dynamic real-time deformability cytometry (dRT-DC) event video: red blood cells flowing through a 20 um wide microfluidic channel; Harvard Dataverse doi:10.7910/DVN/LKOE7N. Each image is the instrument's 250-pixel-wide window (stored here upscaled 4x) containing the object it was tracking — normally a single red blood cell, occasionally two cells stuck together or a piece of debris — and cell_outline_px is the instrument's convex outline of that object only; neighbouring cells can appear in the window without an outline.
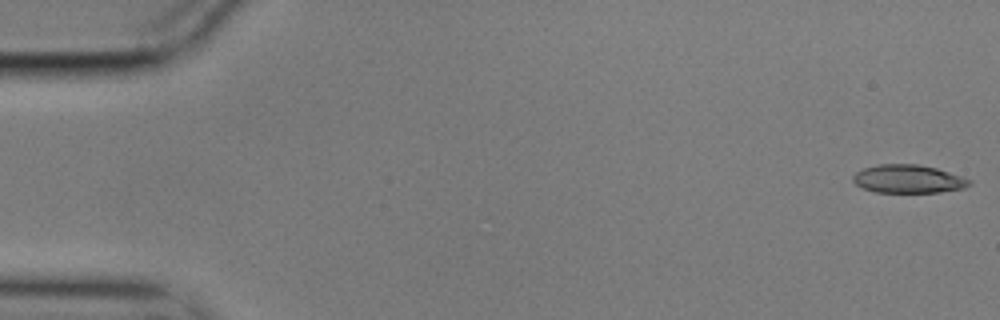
{"species": "common noctule bat (a hibernating species)", "species_latin": "Nyctalus noctula", "temperature_condition": "cold", "stored_images_in_passage": 56, "camera_frame_rate_fps": 3000, "um_per_image_px": 0.085, "animal": {"sex": "male", "body_mass_g": 17.9}, "frame": {"image": 1, "passage_image": 1, "time_ms": 0.0, "image_size_px": [1000, 320], "cell_outline_px": [[972, 184], [964, 188], [940, 192], [876, 192], [864, 188], [856, 184], [852, 180], [852, 176], [856, 172], [864, 168], [880, 164], [916, 164], [936, 168], [972, 180]], "centroid_in_image_um": [77.2, 15.21], "position_along_channel_um": 7.8, "area_um2": 19.02}}
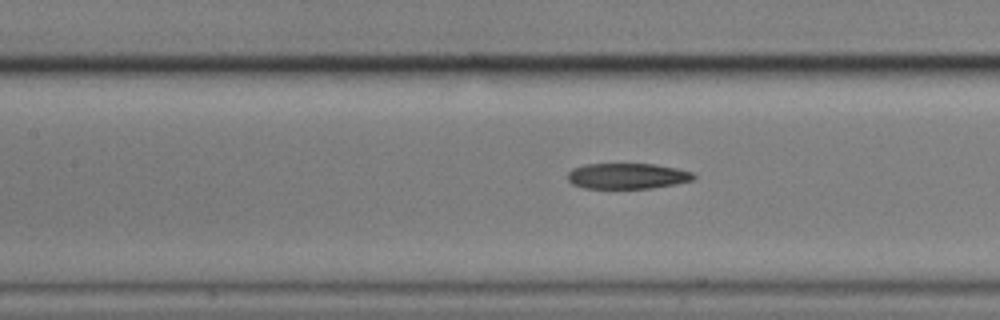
{"frame": {"image": 2, "passage_image": 25, "time_ms": 8.0, "image_size_px": [1000, 320], "cell_outline_px": [[696, 176], [692, 180], [676, 184], [652, 188], [584, 188], [572, 184], [568, 180], [568, 172], [572, 168], [584, 164], [656, 164], [676, 168], [692, 172]], "centroid_in_image_um": [53.31, 14.96], "position_along_channel_um": 154.1, "area_um2": 18.9}}
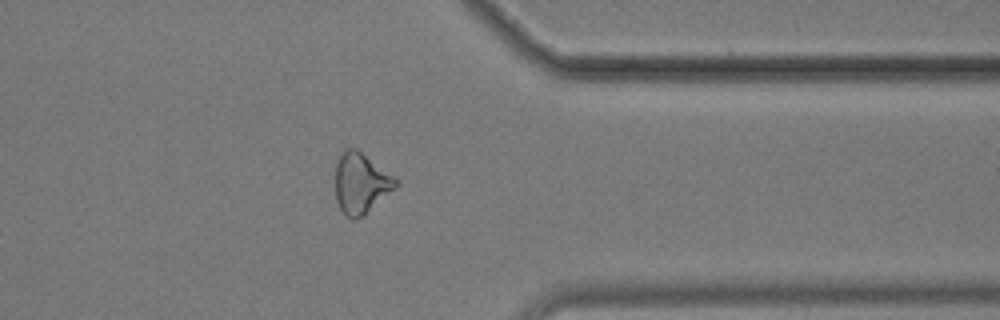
{"frame": {"image": 3, "passage_image": 45, "time_ms": 14.667, "image_size_px": [1000, 320], "cell_outline_px": [[400, 184], [364, 216], [356, 220], [352, 220], [344, 216], [336, 200], [336, 164], [344, 148], [356, 148], [400, 180]], "centroid_in_image_um": [30.69, 15.6], "position_along_channel_um": 380.7, "area_um2": 21.62}, "authors_computed_cell_mechanics": {"area_um2": 19.8254, "velocity_mm_per_s": 3.5308, "shape_relaxation_time_tau1_ms": null, "shape_relaxation_time_tau2_ms": 5.9351, "deformation_change_tau1": null, "deformation_change_tau2": 0.1772}}